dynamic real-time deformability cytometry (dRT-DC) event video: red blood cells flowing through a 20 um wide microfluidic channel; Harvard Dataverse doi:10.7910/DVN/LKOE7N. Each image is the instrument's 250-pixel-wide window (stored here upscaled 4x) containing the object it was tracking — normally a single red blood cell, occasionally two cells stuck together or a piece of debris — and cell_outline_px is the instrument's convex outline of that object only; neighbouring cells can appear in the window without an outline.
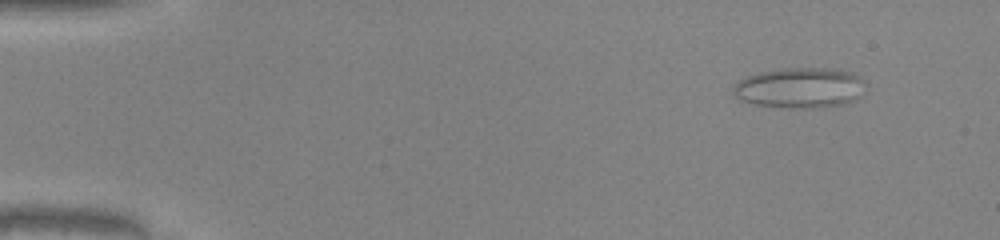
{"species": "common noctule bat (a hibernating species)", "species_latin": "Nyctalus noctula", "temperature_condition": "warm", "stored_images_in_passage": 46, "camera_frame_rate_fps": 3000, "um_per_image_px": 0.085, "animal": {"sex": "male", "body_mass_g": 20.0, "forearm_length_mm": 53.3}, "frame": {"image": 1, "passage_image": 1, "time_ms": 0.0, "image_size_px": [1000, 240], "cell_outline_px": [[868, 84], [864, 96], [856, 100], [844, 104], [816, 108], [792, 108], [756, 104], [740, 100], [732, 92], [732, 88], [740, 80], [756, 72], [784, 68], [828, 68], [852, 72], [860, 76]], "centroid_in_image_um": [68.08, 7.46], "position_along_channel_um": 16.9, "area_um2": 31.73}}
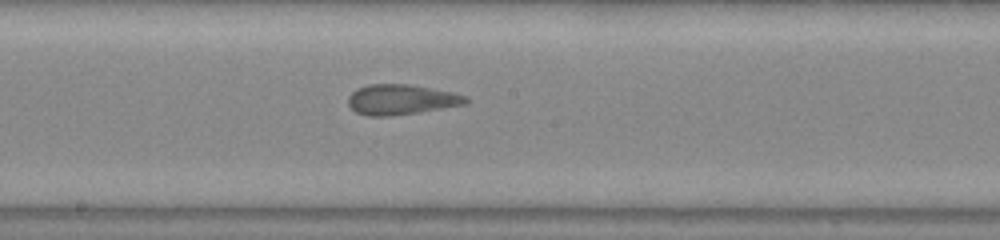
{"frame": {"image": 2, "passage_image": 24, "time_ms": 7.667, "image_size_px": [1000, 240], "cell_outline_px": [[468, 104], [420, 112], [388, 116], [368, 116], [356, 112], [348, 104], [348, 96], [356, 88], [368, 84], [408, 84], [452, 92], [468, 96]], "centroid_in_image_um": [34.11, 8.46], "position_along_channel_um": 214.1, "area_um2": 20.81}}
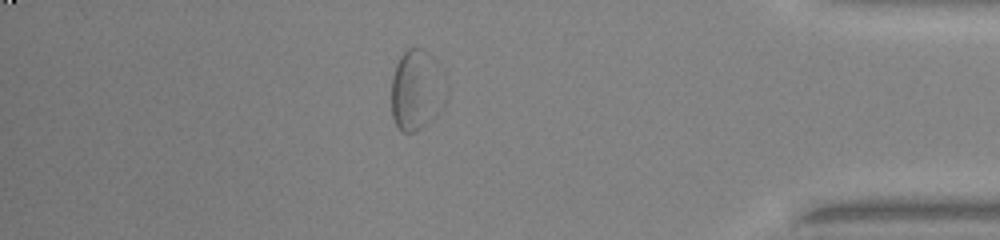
{"frame": {"image": 3, "passage_image": 40, "time_ms": 13.0, "image_size_px": [1000, 240], "cell_outline_px": [[448, 96], [440, 112], [432, 120], [412, 132], [404, 132], [396, 124], [392, 116], [392, 76], [396, 64], [400, 56], [408, 48], [424, 48], [428, 52], [448, 80]], "centroid_in_image_um": [35.47, 7.63], "position_along_channel_um": 399.7, "area_um2": 26.13}}